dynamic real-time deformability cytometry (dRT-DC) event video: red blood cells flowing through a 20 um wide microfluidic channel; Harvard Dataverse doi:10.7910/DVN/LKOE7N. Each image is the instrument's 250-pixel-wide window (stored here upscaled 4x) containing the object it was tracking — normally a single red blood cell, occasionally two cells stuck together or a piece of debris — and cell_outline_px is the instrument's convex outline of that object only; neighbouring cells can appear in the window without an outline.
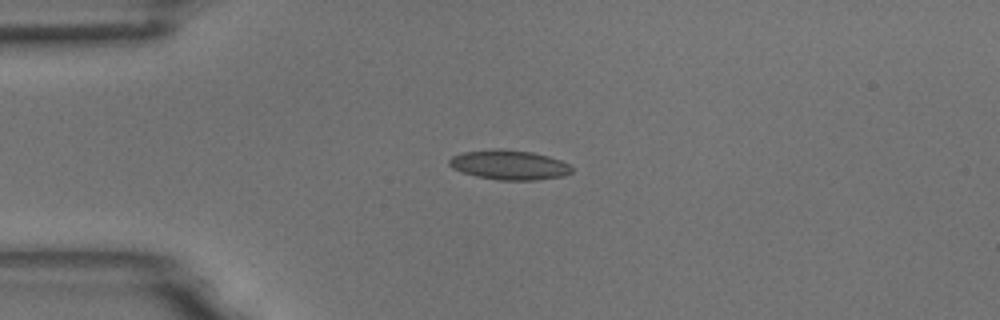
{"species": "common noctule bat (a hibernating species)", "species_latin": "Nyctalus noctula", "temperature_condition": "room temperature", "stored_images_in_passage": 4, "camera_frame_rate_fps": 3000, "um_per_image_px": 0.085, "animal": {"sex": "male", "body_mass_g": 18.8}, "frame": {"image": 1, "passage_image": 4, "time_ms": 1.0, "image_size_px": [1000, 320], "cell_outline_px": [[572, 172], [564, 176], [536, 180], [496, 180], [476, 176], [452, 168], [448, 164], [448, 160], [452, 156], [464, 152], [532, 152], [548, 156], [560, 160], [568, 164], [572, 168]], "centroid_in_image_um": [43.32, 14.08], "position_along_channel_um": 41.7, "area_um2": 20.17}}